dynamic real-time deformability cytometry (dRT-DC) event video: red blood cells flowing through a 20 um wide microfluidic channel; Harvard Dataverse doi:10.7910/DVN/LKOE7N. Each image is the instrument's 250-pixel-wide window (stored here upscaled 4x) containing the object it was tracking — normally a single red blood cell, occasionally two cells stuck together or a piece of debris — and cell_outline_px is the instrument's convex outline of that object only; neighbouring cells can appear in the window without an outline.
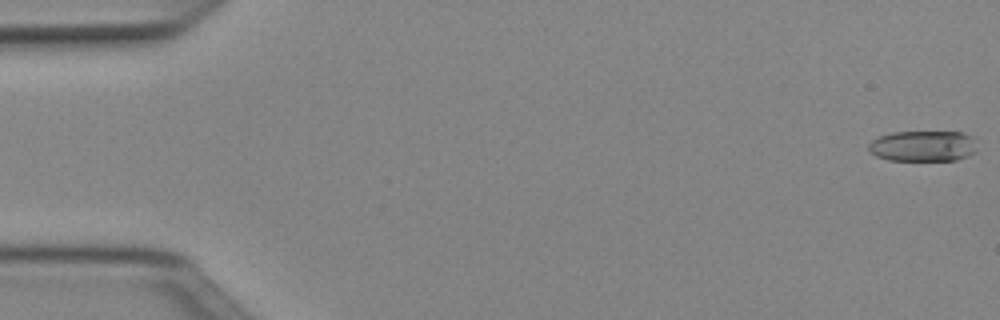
{"species": "Egyptian fruit bat (a non-hibernating species)", "species_latin": "Rousettus aegyptiacus", "temperature_condition": "cold", "stored_images_in_passage": 15, "camera_frame_rate_fps": 3000, "um_per_image_px": 0.085, "animal": {"sex": "female"}, "frame": {"image": 1, "passage_image": 1, "time_ms": 0.0, "image_size_px": [1000, 320], "cell_outline_px": [[976, 152], [968, 156], [956, 160], [888, 160], [876, 156], [868, 148], [868, 144], [872, 140], [880, 136], [892, 132], [960, 132], [972, 136]], "centroid_in_image_um": [78.45, 12.41], "position_along_channel_um": 6.6, "area_um2": 19.36}}
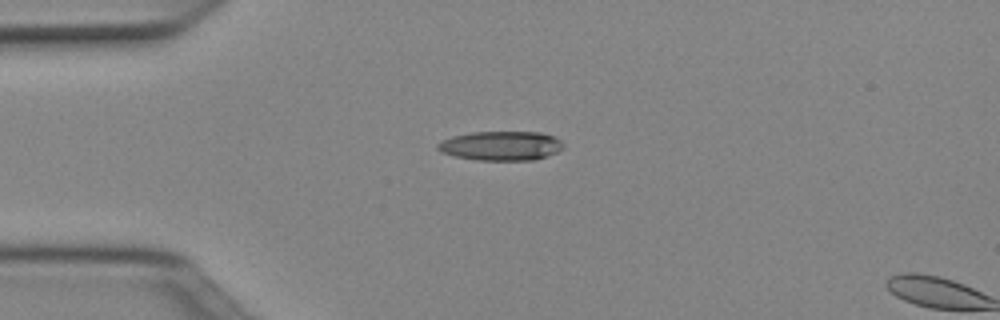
{"frame": {"image": 2, "passage_image": 13, "time_ms": 4.0, "image_size_px": [1000, 320], "cell_outline_px": [[564, 148], [556, 152], [532, 160], [476, 160], [456, 156], [440, 152], [436, 148], [436, 144], [452, 136], [472, 132], [540, 132], [556, 136], [564, 144]], "centroid_in_image_um": [42.59, 12.38], "position_along_channel_um": 42.4, "area_um2": 21.44}}